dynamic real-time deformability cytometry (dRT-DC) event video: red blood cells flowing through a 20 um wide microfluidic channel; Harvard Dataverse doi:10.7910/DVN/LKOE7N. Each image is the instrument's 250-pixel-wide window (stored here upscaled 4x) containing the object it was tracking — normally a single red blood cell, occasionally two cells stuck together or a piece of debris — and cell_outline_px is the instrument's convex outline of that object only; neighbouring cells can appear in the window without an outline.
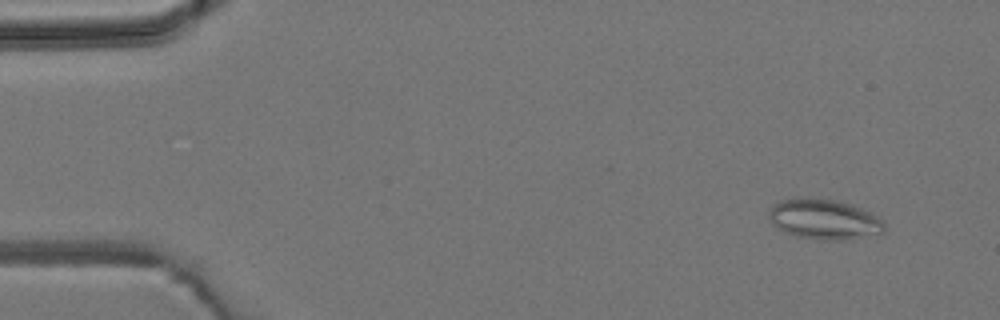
{"species": "common noctule bat (a hibernating species)", "species_latin": "Nyctalus noctula", "temperature_condition": "room temperature", "stored_images_in_passage": 4, "camera_frame_rate_fps": 3000, "um_per_image_px": 0.085, "animal": {"sex": "male", "body_mass_g": 19.2, "forearm_length_mm": 51.8}, "frame": {"image": 1, "passage_image": 1, "time_ms": 0.0, "image_size_px": [1000, 320], "cell_outline_px": [[884, 232], [840, 240], [820, 240], [796, 236], [784, 232], [776, 228], [772, 224], [768, 216], [768, 212], [772, 204], [780, 200], [792, 196], [812, 196], [840, 200], [852, 204], [876, 216], [884, 224]], "centroid_in_image_um": [69.94, 18.59], "position_along_channel_um": 15.1, "area_um2": 27.57}}